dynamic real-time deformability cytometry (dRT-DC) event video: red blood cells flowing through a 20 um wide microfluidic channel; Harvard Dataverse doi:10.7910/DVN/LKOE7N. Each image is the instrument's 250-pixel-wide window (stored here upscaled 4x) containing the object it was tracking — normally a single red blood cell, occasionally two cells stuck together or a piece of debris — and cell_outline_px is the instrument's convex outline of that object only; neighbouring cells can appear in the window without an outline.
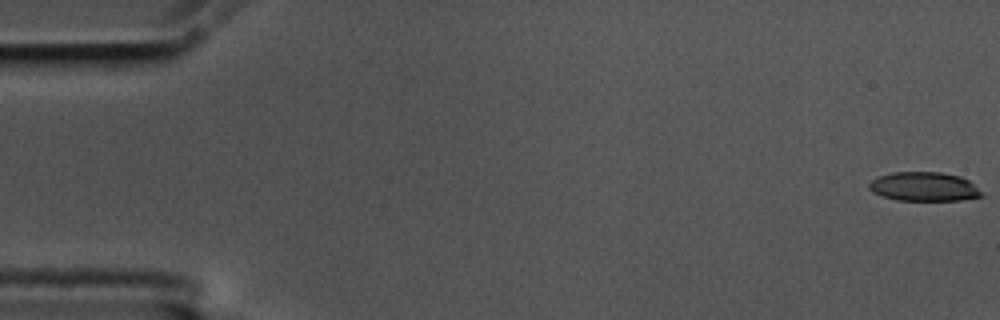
{"species": "common noctule bat (a hibernating species)", "species_latin": "Nyctalus noctula", "temperature_condition": "cold", "stored_images_in_passage": 58, "camera_frame_rate_fps": 3000, "um_per_image_px": 0.085, "animal": {"sex": "male", "body_mass_g": 17.5, "forearm_length_mm": 52.3}, "frame": {"image": 1, "passage_image": 1, "time_ms": 0.0, "image_size_px": [1000, 320], "cell_outline_px": [[984, 196], [960, 200], [896, 200], [872, 192], [868, 188], [868, 184], [872, 180], [880, 176], [892, 172], [940, 172], [960, 176], [968, 180]], "centroid_in_image_um": [78.51, 15.86], "position_along_channel_um": 6.5, "area_um2": 18.84}}
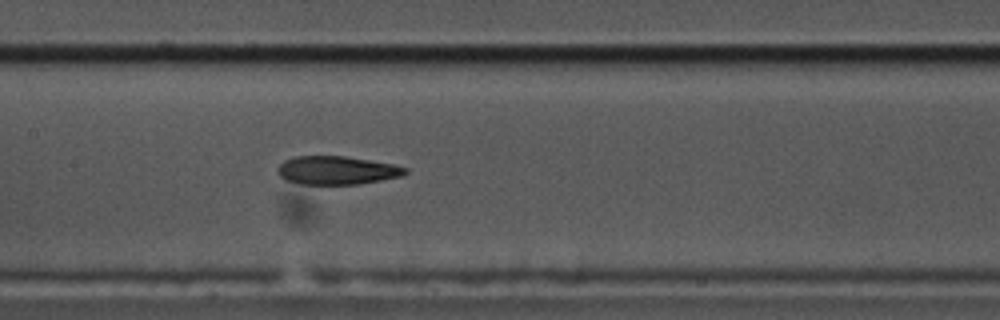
{"frame": {"image": 2, "passage_image": 28, "time_ms": 9.0, "image_size_px": [1000, 320], "cell_outline_px": [[408, 172], [400, 176], [360, 184], [300, 184], [288, 180], [280, 176], [276, 172], [276, 168], [284, 160], [296, 156], [344, 156], [392, 164], [408, 168]], "centroid_in_image_um": [28.6, 14.47], "position_along_channel_um": 178.8, "area_um2": 20.98}}
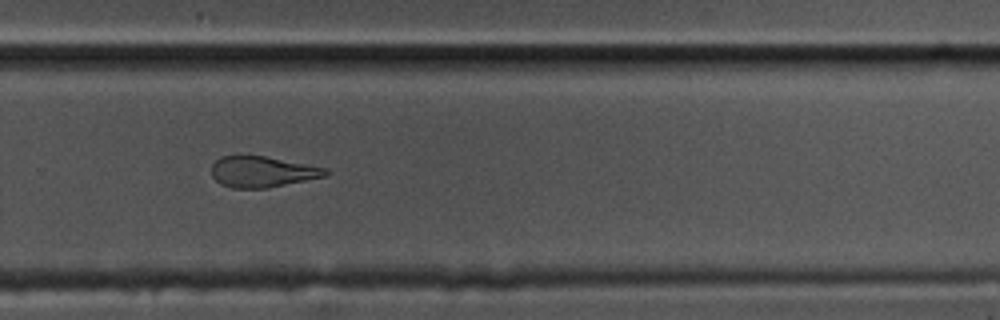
{"frame": {"image": 3, "passage_image": 39, "time_ms": 12.667, "image_size_px": [1000, 320], "cell_outline_px": [[332, 172], [324, 176], [268, 188], [232, 188], [220, 184], [212, 176], [212, 164], [220, 156], [264, 156], [328, 168]], "centroid_in_image_um": [22.3, 14.6], "position_along_channel_um": 307.5, "area_um2": 20.46}, "authors_computed_cell_mechanics": {"area_um2": 21.9062, "velocity_mm_per_s": 3.5198, "shape_relaxation_time_tau1_ms": null, "shape_relaxation_time_tau2_ms": 5.4693, "deformation_change_tau1": null, "deformation_change_tau2": 0.1634}}